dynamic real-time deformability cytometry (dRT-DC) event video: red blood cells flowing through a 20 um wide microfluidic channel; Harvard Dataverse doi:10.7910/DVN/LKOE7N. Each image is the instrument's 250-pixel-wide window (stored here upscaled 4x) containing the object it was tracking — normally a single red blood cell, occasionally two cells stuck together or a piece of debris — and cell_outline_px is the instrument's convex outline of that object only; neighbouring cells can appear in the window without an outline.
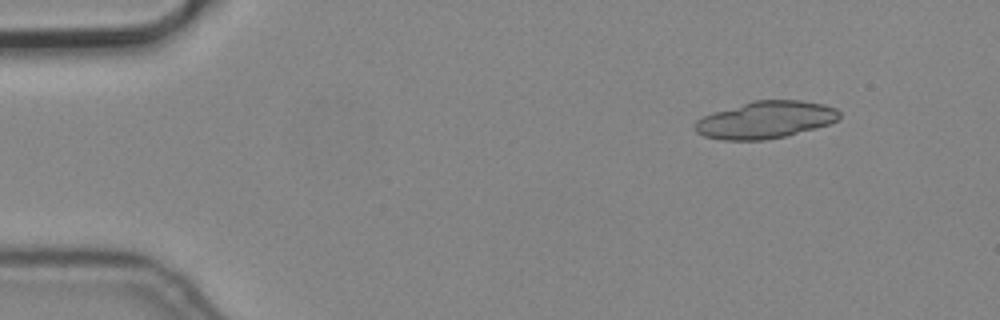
{"species": "common noctule bat (a hibernating species)", "species_latin": "Nyctalus noctula", "temperature_condition": "cold", "stored_images_in_passage": 6, "camera_frame_rate_fps": 3000, "um_per_image_px": 0.085, "animal": {"sex": "male", "body_mass_g": 19.2, "forearm_length_mm": 51.8}, "frame": {"image": 1, "passage_image": 2, "time_ms": 0.333, "image_size_px": [1000, 320], "cell_outline_px": [[840, 116], [836, 120], [828, 124], [816, 128], [784, 136], [764, 140], [724, 140], [704, 136], [696, 132], [692, 128], [692, 124], [696, 120], [712, 112], [752, 100], [800, 100], [824, 104], [836, 108], [840, 112]], "centroid_in_image_um": [65.02, 10.18], "position_along_channel_um": 20.0, "area_um2": 31.44}}